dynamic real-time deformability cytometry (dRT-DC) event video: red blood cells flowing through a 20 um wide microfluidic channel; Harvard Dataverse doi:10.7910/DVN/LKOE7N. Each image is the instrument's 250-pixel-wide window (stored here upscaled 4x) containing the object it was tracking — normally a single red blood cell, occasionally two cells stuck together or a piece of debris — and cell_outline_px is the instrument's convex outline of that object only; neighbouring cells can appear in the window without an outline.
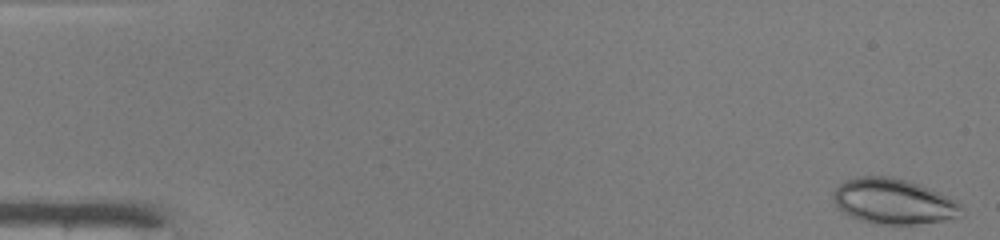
{"species": "common noctule bat (a hibernating species)", "species_latin": "Nyctalus noctula", "temperature_condition": "warm", "stored_images_in_passage": 48, "camera_frame_rate_fps": 3000, "um_per_image_px": 0.085, "animal": {"sex": "male", "body_mass_g": 19.0, "forearm_length_mm": 50.8}, "frame": {"image": 1, "passage_image": 1, "time_ms": 0.0, "image_size_px": [1000, 240], "cell_outline_px": [[964, 216], [944, 220], [916, 224], [876, 224], [860, 220], [836, 208], [832, 196], [832, 192], [840, 184], [856, 176], [892, 176], [916, 184], [956, 200]], "centroid_in_image_um": [75.9, 17.13], "position_along_channel_um": 9.1, "area_um2": 33.58}}
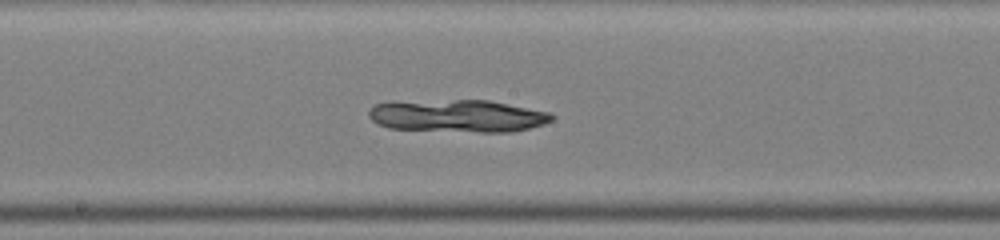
{"frame": {"image": 2, "passage_image": 26, "time_ms": 8.333, "image_size_px": [1000, 240], "cell_outline_px": [[556, 116], [552, 120], [544, 124], [512, 132], [480, 132], [388, 128], [376, 124], [368, 116], [368, 112], [376, 104], [456, 100], [488, 100], [548, 112]], "centroid_in_image_um": [38.96, 9.87], "position_along_channel_um": 209.2, "area_um2": 33.99}}
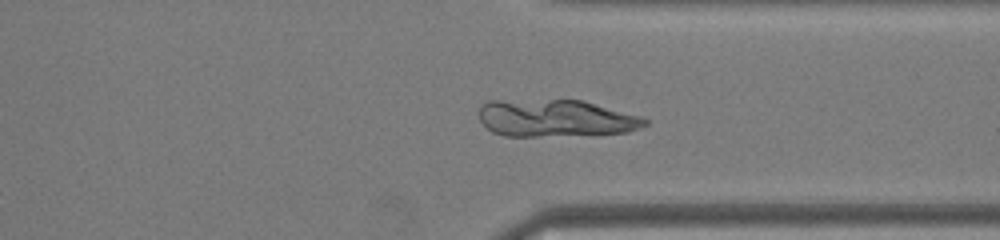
{"frame": {"image": 3, "passage_image": 37, "time_ms": 12.0, "image_size_px": [1000, 240], "cell_outline_px": [[648, 124], [640, 128], [628, 132], [536, 136], [504, 136], [492, 132], [480, 120], [480, 104], [488, 100], [580, 100], [640, 116], [648, 120]], "centroid_in_image_um": [47.19, 10.04], "position_along_channel_um": 364.2, "area_um2": 35.6}}